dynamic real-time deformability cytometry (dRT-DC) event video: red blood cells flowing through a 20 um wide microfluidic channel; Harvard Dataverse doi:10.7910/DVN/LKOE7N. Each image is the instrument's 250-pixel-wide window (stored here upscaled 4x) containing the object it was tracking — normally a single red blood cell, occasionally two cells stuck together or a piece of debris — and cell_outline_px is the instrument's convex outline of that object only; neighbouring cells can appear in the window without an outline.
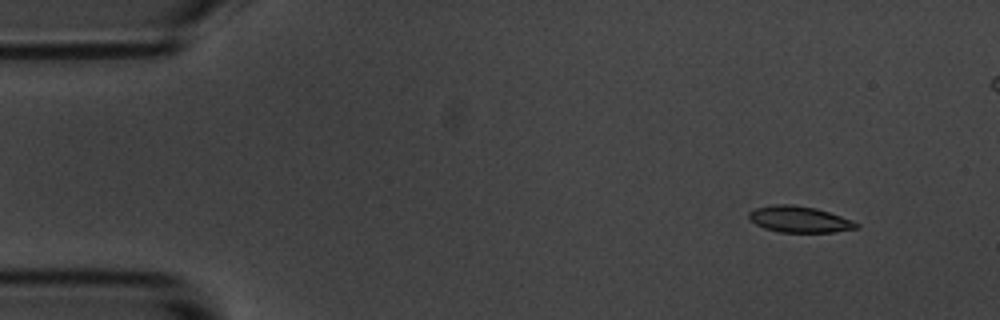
{"species": "common noctule bat (a hibernating species)", "species_latin": "Nyctalus noctula", "temperature_condition": "room temperature", "stored_images_in_passage": 5, "camera_frame_rate_fps": 3000, "um_per_image_px": 0.085, "animal": {"sex": "male", "body_mass_g": 20.1, "forearm_length_mm": 53.5}, "frame": {"image": 1, "passage_image": 1, "time_ms": 0.0, "image_size_px": [1000, 320], "cell_outline_px": [[860, 228], [836, 232], [780, 232], [764, 228], [748, 220], [748, 212], [756, 208], [776, 204], [792, 204], [816, 208], [852, 220], [860, 224]], "centroid_in_image_um": [67.95, 18.65], "position_along_channel_um": 17.1, "area_um2": 16.53}}